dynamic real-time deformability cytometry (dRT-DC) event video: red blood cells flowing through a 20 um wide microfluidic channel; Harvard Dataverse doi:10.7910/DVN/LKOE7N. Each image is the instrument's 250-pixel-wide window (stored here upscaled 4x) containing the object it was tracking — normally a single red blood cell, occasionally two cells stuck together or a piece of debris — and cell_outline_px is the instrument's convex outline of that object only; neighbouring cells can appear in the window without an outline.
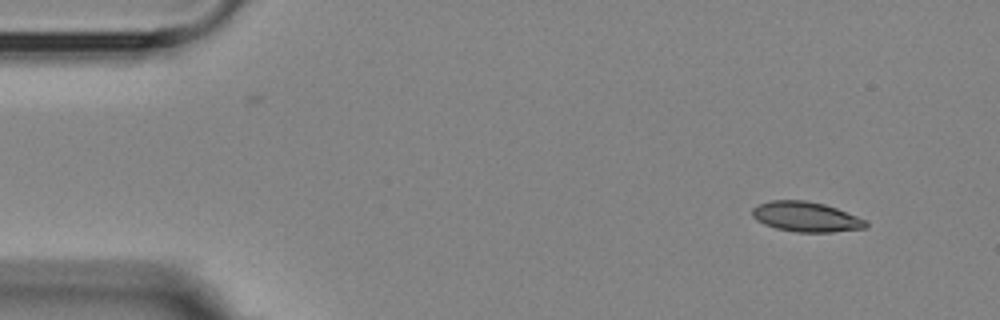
{"species": "Egyptian fruit bat (a non-hibernating species)", "species_latin": "Rousettus aegyptiacus", "temperature_condition": "room temperature", "stored_images_in_passage": 5, "segment_of_instrument_passage": [1, 2], "camera_frame_rate_fps": 3000, "um_per_image_px": 0.085, "animal": {"sex": "female"}, "frame": {"image": 1, "passage_image": 1, "time_ms": 0.0, "image_size_px": [1000, 320], "cell_outline_px": [[868, 228], [832, 232], [796, 232], [776, 228], [764, 224], [756, 220], [752, 216], [752, 208], [760, 204], [772, 200], [804, 200], [824, 204], [836, 208], [868, 220]], "centroid_in_image_um": [68.54, 18.43], "position_along_channel_um": 16.5, "area_um2": 19.94}}
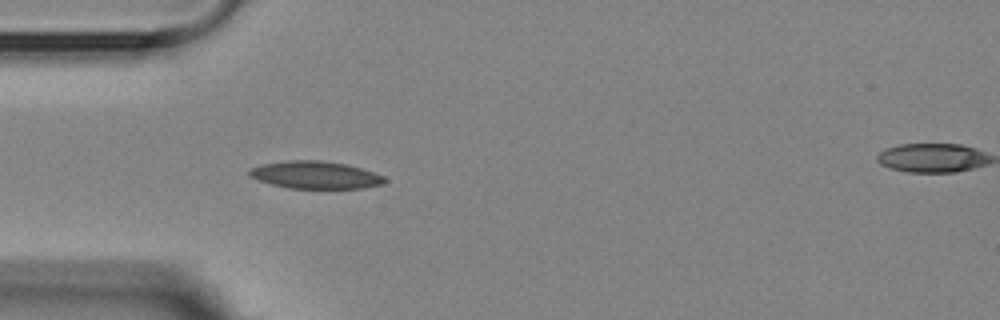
{"frame": {"image": 2, "passage_image": 4, "time_ms": 3.667, "image_size_px": [1000, 320], "cell_outline_px": [[388, 180], [384, 184], [364, 188], [288, 188], [272, 184], [248, 176], [248, 172], [252, 168], [260, 164], [288, 160], [320, 160], [348, 164], [384, 176]], "centroid_in_image_um": [26.82, 14.87], "position_along_channel_um": 58.2, "area_um2": 21.68}}